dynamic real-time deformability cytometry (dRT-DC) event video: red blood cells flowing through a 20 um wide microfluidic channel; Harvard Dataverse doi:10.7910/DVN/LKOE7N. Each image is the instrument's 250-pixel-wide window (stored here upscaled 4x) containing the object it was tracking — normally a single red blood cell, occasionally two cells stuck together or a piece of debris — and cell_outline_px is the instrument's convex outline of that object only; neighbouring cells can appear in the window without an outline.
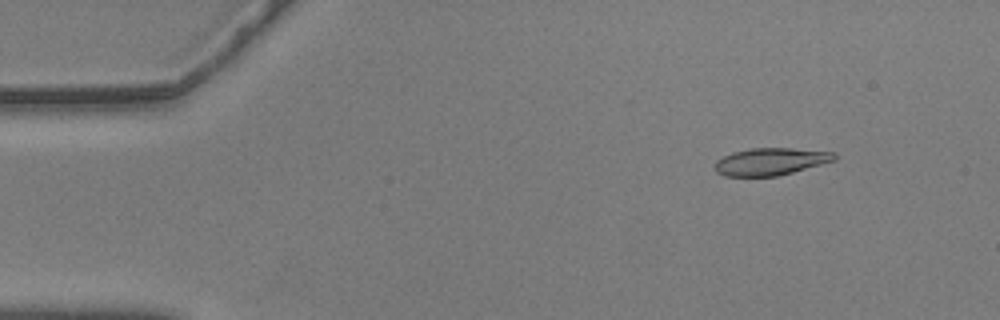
{"species": "common noctule bat (a hibernating species)", "species_latin": "Nyctalus noctula", "temperature_condition": "warm", "stored_images_in_passage": 57, "camera_frame_rate_fps": 3000, "um_per_image_px": 0.085, "animal": {"sex": "male", "body_mass_g": 20.5, "forearm_length_mm": 52.5}, "frame": {"image": 1, "passage_image": 7, "time_ms": 2.0, "image_size_px": [1000, 320], "cell_outline_px": [[836, 160], [792, 172], [776, 176], [724, 176], [716, 172], [716, 160], [732, 152], [748, 148], [792, 148], [836, 152]], "centroid_in_image_um": [65.51, 13.72], "position_along_channel_um": 19.5, "area_um2": 18.96}}
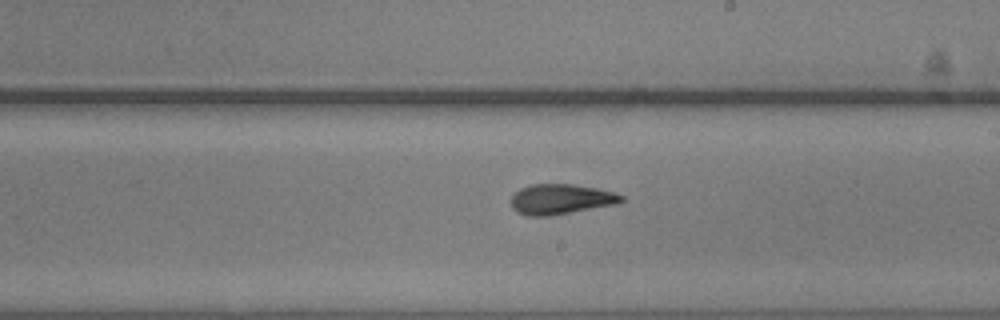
{"frame": {"image": 2, "passage_image": 33, "time_ms": 10.667, "image_size_px": [1000, 320], "cell_outline_px": [[624, 200], [620, 204], [552, 216], [528, 216], [516, 212], [512, 208], [512, 192], [520, 188], [532, 184], [572, 184], [596, 188], [612, 192], [624, 196]], "centroid_in_image_um": [47.67, 16.94], "position_along_channel_um": 241.3, "area_um2": 19.77}}
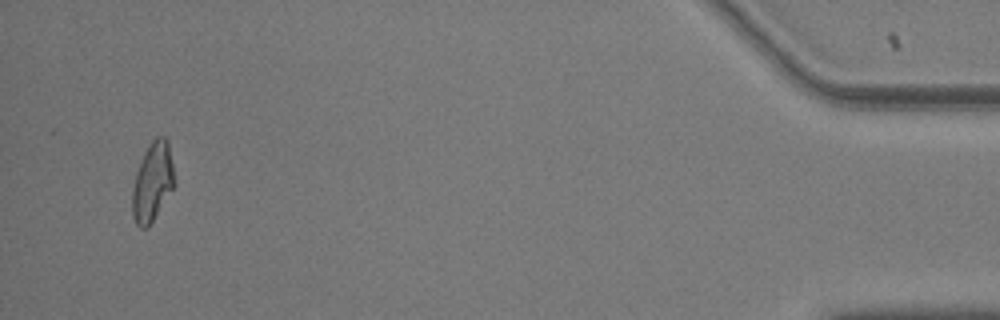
{"frame": {"image": 3, "passage_image": 55, "time_ms": 18.0, "image_size_px": [1000, 320], "cell_outline_px": [[176, 184], [148, 228], [140, 228], [136, 224], [132, 216], [132, 188], [136, 172], [144, 152], [148, 144], [156, 136], [164, 136], [168, 140], [176, 180]], "centroid_in_image_um": [12.97, 15.46], "position_along_channel_um": 422.2, "area_um2": 19.71}, "authors_computed_cell_mechanics": {"area_um2": 19.2474, "velocity_mm_per_s": 3.5723, "shape_relaxation_time_tau1_ms": 4.6418, "shape_relaxation_time_tau2_ms": 3.5066, "deformation_change_tau1": 0.1743, "deformation_change_tau2": 0.1254}}